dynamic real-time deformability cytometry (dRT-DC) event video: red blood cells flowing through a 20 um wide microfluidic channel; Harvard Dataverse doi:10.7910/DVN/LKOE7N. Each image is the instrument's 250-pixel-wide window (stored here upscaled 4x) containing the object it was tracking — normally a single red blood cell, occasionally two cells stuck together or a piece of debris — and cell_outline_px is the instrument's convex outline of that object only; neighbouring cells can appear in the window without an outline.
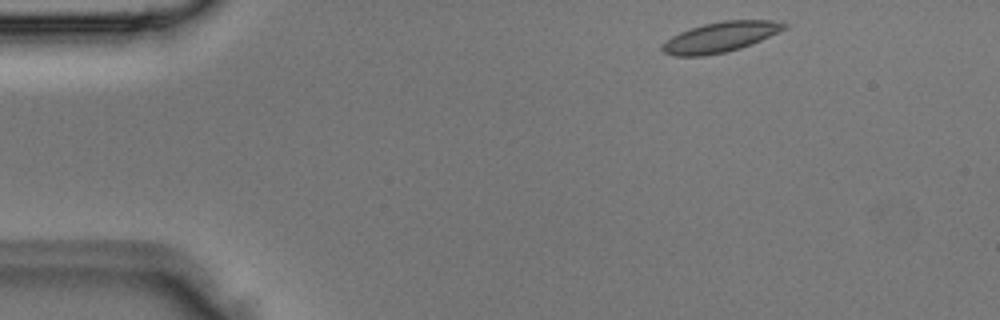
{"species": "Egyptian fruit bat (a non-hibernating species)", "species_latin": "Rousettus aegyptiacus", "temperature_condition": "room temperature", "stored_images_in_passage": 4, "camera_frame_rate_fps": 3000, "um_per_image_px": 0.085, "animal": {"sex": "male"}, "frame": {"image": 1, "passage_image": 4, "time_ms": 1.0, "image_size_px": [1000, 320], "cell_outline_px": [[788, 28], [752, 44], [740, 48], [724, 52], [704, 56], [672, 56], [664, 52], [660, 48], [672, 36], [680, 32], [704, 24], [724, 20], [776, 20], [788, 24]], "centroid_in_image_um": [61.27, 3.15], "position_along_channel_um": 23.7, "area_um2": 21.39}}